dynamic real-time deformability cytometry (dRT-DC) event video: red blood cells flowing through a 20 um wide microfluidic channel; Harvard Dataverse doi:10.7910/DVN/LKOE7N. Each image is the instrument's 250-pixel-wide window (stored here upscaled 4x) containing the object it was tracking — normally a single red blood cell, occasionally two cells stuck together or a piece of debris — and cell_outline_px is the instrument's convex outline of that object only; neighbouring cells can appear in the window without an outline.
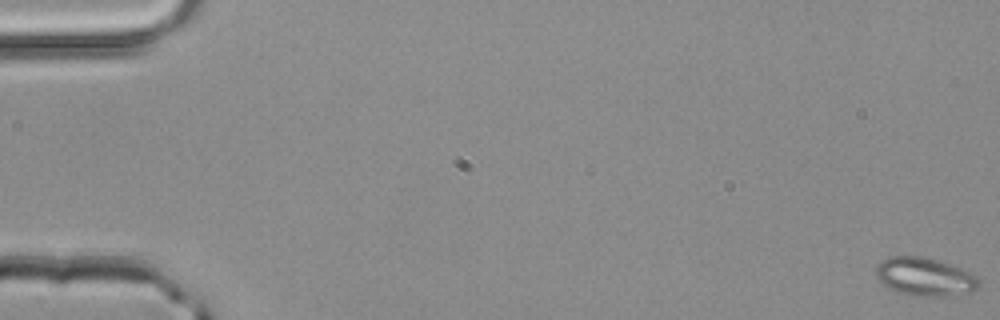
{"species": "common noctule bat (a hibernating species)", "species_latin": "Nyctalus noctula", "temperature_condition": "room temperature", "stored_images_in_passage": 52, "camera_frame_rate_fps": 3000, "um_per_image_px": 0.085, "animal": {"sex": "male", "body_mass_g": 20.4}, "frame": {"image": 1, "passage_image": 1, "time_ms": 0.0, "image_size_px": [1000, 320], "cell_outline_px": [[972, 284], [928, 292], [916, 292], [896, 288], [884, 280], [880, 276], [880, 268], [888, 260], [904, 256], [928, 260], [952, 268], [960, 272], [972, 280]], "centroid_in_image_um": [78.31, 23.39], "position_along_channel_um": 6.7, "area_um2": 16.3}}
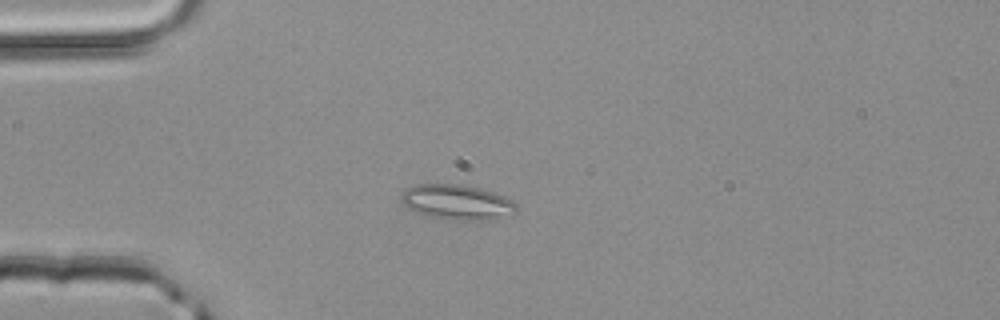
{"frame": {"image": 2, "passage_image": 15, "time_ms": 4.667, "image_size_px": [1000, 320], "cell_outline_px": [[512, 204], [476, 216], [472, 216], [436, 212], [420, 208], [408, 204], [404, 196], [416, 188], [464, 188], [484, 192], [496, 196]], "centroid_in_image_um": [38.67, 17.08], "position_along_channel_um": 46.3, "area_um2": 15.2}, "authors_computed_cell_mechanics": {"area_um2": 12.3981, "velocity_mm_per_s": 4.1636, "shape_relaxation_time_tau1_ms": null, "shape_relaxation_time_tau2_ms": 3.07, "deformation_change_tau1": null, "deformation_change_tau2": 0.0997}}